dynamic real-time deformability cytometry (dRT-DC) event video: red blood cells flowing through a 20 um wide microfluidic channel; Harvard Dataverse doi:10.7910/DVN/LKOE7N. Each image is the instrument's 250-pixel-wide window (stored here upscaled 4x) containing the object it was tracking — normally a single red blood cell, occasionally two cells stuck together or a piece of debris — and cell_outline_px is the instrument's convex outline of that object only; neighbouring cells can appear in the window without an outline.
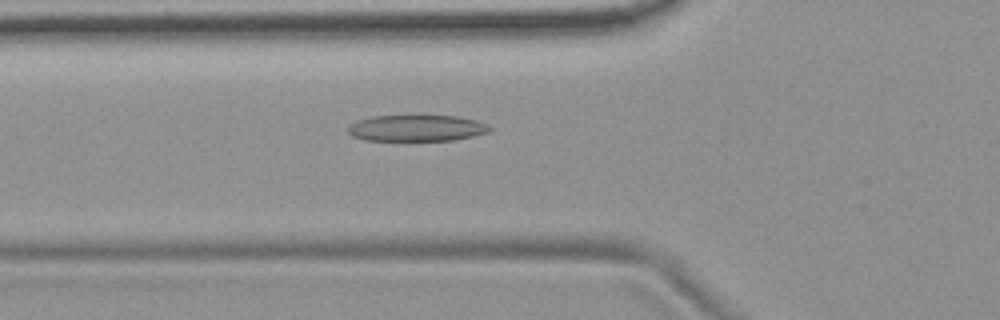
{"species": "common noctule bat (a hibernating species)", "species_latin": "Nyctalus noctula", "temperature_condition": "room temperature", "stored_images_in_passage": 40, "camera_frame_rate_fps": 3000, "um_per_image_px": 0.085, "animal": {"sex": "female", "body_mass_g": 19.9}, "frame": {"image": 1, "passage_image": 5, "time_ms": 1.333, "image_size_px": [1000, 320], "cell_outline_px": [[492, 128], [488, 132], [472, 136], [452, 140], [364, 140], [352, 136], [348, 132], [348, 124], [356, 120], [372, 116], [420, 112], [456, 116], [476, 120], [488, 124]], "centroid_in_image_um": [35.38, 10.82], "position_along_channel_um": 90.4, "area_um2": 22.89}}
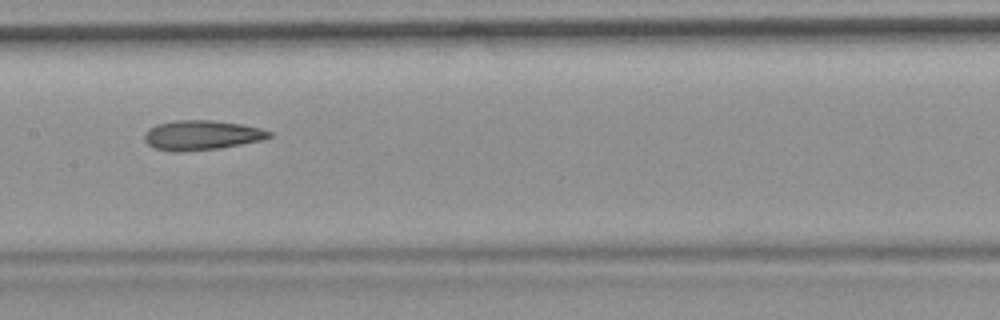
{"frame": {"image": 2, "passage_image": 13, "time_ms": 4.0, "image_size_px": [1000, 320], "cell_outline_px": [[272, 136], [260, 140], [220, 148], [184, 152], [172, 152], [156, 148], [148, 144], [144, 140], [144, 136], [148, 128], [156, 124], [176, 120], [212, 120], [240, 124], [260, 128], [272, 132]], "centroid_in_image_um": [17.1, 11.49], "position_along_channel_um": 190.3, "area_um2": 21.56}}
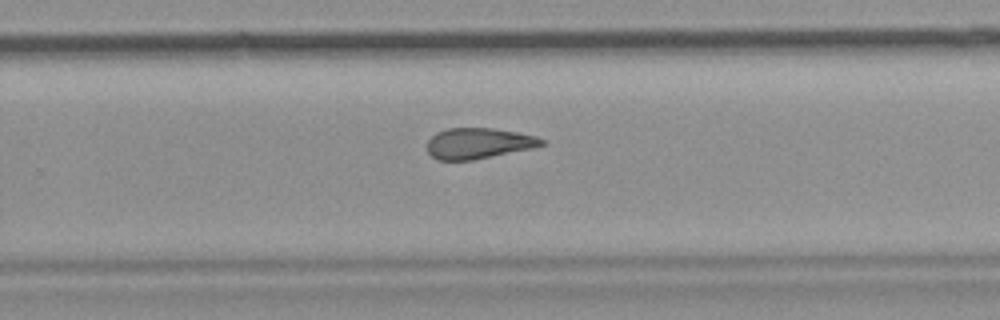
{"frame": {"image": 3, "passage_image": 21, "time_ms": 6.667, "image_size_px": [1000, 320], "cell_outline_px": [[544, 144], [532, 148], [472, 160], [436, 160], [428, 152], [428, 140], [436, 132], [448, 128], [492, 128], [516, 132], [536, 136], [544, 140]], "centroid_in_image_um": [40.64, 12.18], "position_along_channel_um": 289.2, "area_um2": 20.35}, "authors_computed_cell_mechanics": {"area_um2": 21.7039, "velocity_mm_per_s": 3.7288, "shape_relaxation_time_tau1_ms": null, "shape_relaxation_time_tau2_ms": 4.3167, "deformation_change_tau1": null, "deformation_change_tau2": 0.1512}}